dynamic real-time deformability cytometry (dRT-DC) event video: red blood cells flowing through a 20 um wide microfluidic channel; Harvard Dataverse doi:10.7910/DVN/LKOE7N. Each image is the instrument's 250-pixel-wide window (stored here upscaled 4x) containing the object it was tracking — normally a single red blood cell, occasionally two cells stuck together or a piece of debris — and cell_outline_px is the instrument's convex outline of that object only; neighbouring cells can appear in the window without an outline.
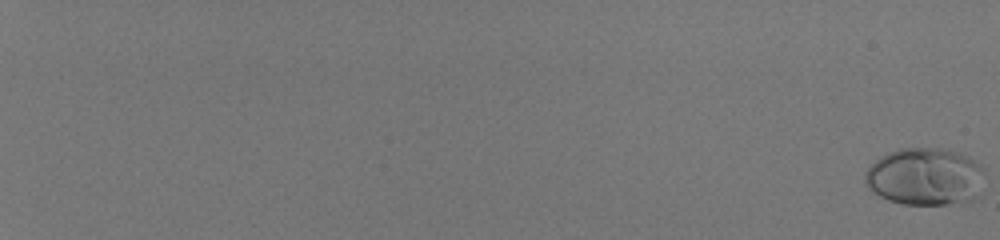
{"species": "human", "species_latin": "Homo sapiens", "temperature_condition": "room temperature", "stored_images_in_passage": 59, "camera_frame_rate_fps": 3000, "um_per_image_px": 0.085, "donor": {"sex": "male"}, "frame": {"image": 1, "passage_image": 1, "time_ms": 0.0, "image_size_px": [1000, 240], "cell_outline_px": [[984, 172], [972, 200], [944, 204], [904, 204], [888, 200], [872, 192], [868, 188], [864, 180], [864, 172], [880, 156], [888, 152], [900, 148], [940, 148], [960, 152], [976, 160], [984, 168]], "centroid_in_image_um": [78.58, 14.99], "position_along_channel_um": 6.4, "area_um2": 39.94}}
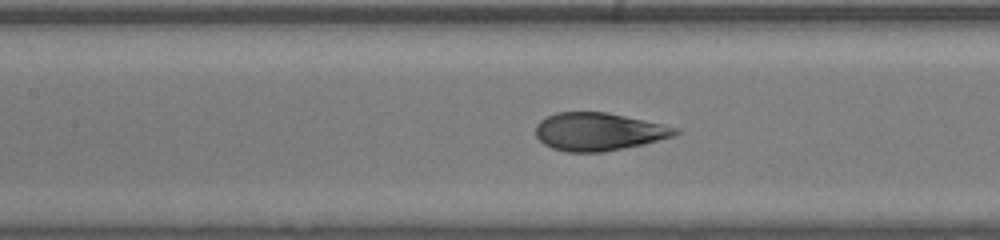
{"frame": {"image": 2, "passage_image": 35, "time_ms": 11.333, "image_size_px": [1000, 240], "cell_outline_px": [[680, 132], [676, 136], [644, 144], [604, 152], [568, 152], [552, 148], [544, 144], [536, 136], [536, 124], [540, 120], [556, 112], [608, 112], [660, 124], [676, 128]], "centroid_in_image_um": [50.87, 11.2], "position_along_channel_um": 156.5, "area_um2": 30.75}}
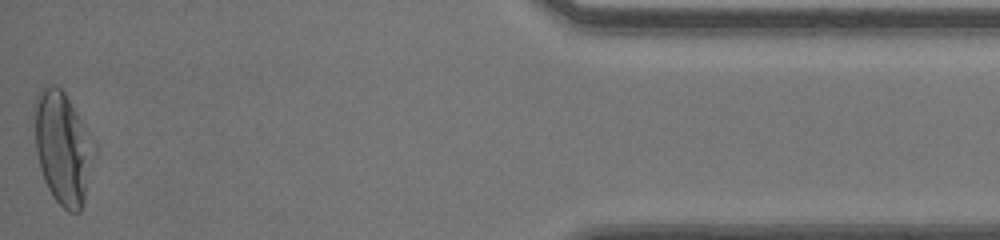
{"frame": {"image": 3, "passage_image": 59, "time_ms": 19.333, "image_size_px": [1000, 240], "cell_outline_px": [[96, 152], [84, 204], [80, 212], [68, 212], [52, 196], [44, 180], [40, 168], [36, 152], [32, 108], [32, 104], [36, 92], [44, 84], [56, 84], [64, 92], [96, 144]], "centroid_in_image_um": [5.32, 12.53], "position_along_channel_um": 429.9, "area_um2": 40.11}, "authors_computed_cell_mechanics": {"area_um2": 32.7726, "velocity_mm_per_s": 4.076, "shape_relaxation_time_tau1_ms": 3.4746, "shape_relaxation_time_tau2_ms": null, "deformation_change_tau1": 0.1843, "deformation_change_tau2": null}}